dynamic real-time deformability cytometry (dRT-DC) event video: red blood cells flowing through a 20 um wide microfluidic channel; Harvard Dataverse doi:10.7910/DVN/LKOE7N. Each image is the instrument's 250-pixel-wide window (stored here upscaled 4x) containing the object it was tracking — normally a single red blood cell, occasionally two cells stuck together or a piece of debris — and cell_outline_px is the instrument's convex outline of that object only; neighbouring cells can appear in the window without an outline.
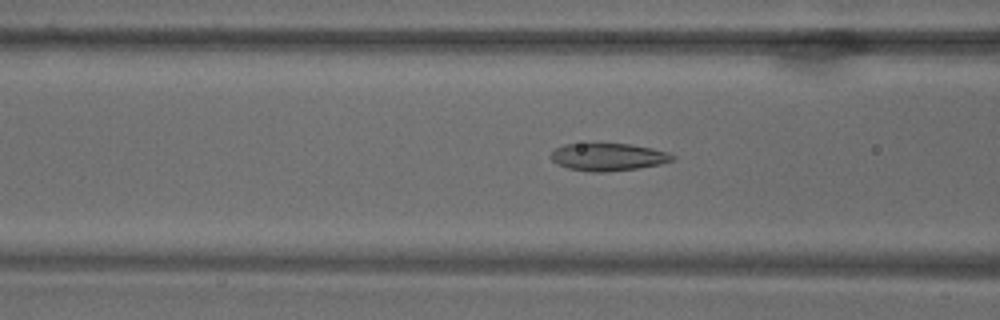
{"species": "common noctule bat (a hibernating species)", "species_latin": "Nyctalus noctula", "temperature_condition": "warm", "stored_images_in_passage": 71, "camera_frame_rate_fps": 3000, "um_per_image_px": 0.085, "animal": {"sex": "male", "body_mass_g": 18.8}, "frame": {"image": 1, "passage_image": 29, "time_ms": 9.333, "image_size_px": [1000, 320], "cell_outline_px": [[676, 160], [660, 164], [636, 168], [604, 172], [592, 172], [568, 168], [556, 164], [548, 156], [556, 148], [564, 144], [628, 144], [652, 148], [668, 152], [676, 156]], "centroid_in_image_um": [51.69, 13.34], "position_along_channel_um": 114.9, "area_um2": 19.48}}
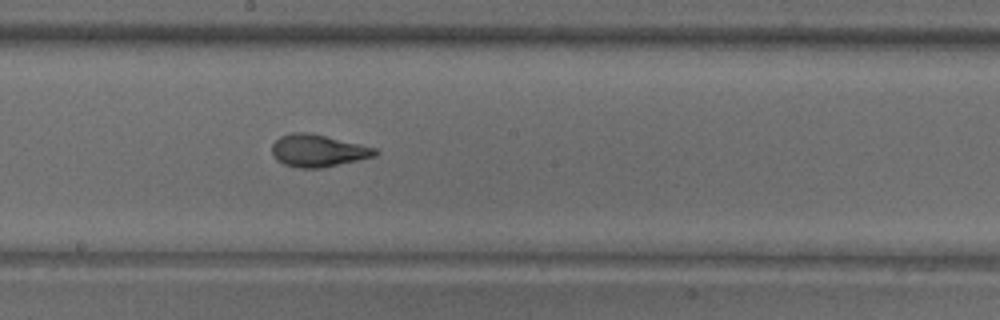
{"frame": {"image": 2, "passage_image": 40, "time_ms": 13.0, "image_size_px": [1000, 320], "cell_outline_px": [[380, 152], [376, 156], [320, 168], [300, 168], [284, 164], [276, 160], [272, 152], [272, 144], [280, 136], [292, 132], [308, 132], [360, 144], [376, 148]], "centroid_in_image_um": [27.02, 12.8], "position_along_channel_um": 221.2, "area_um2": 19.31}}
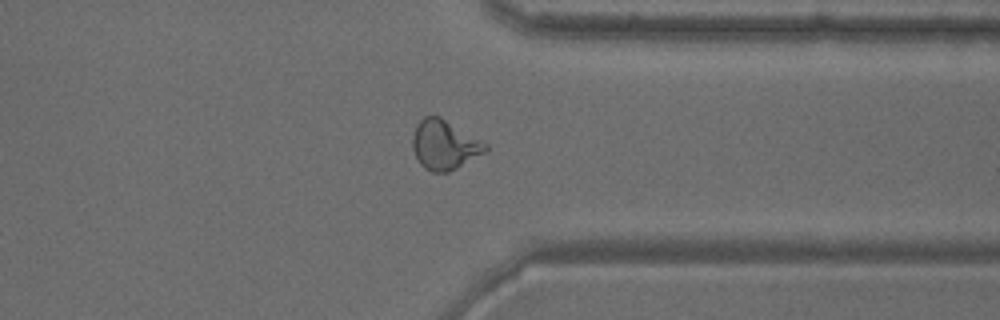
{"frame": {"image": 3, "passage_image": 56, "time_ms": 18.333, "image_size_px": [1000, 320], "cell_outline_px": [[488, 148], [484, 152], [456, 168], [448, 172], [432, 172], [424, 168], [420, 164], [412, 148], [412, 136], [416, 124], [424, 116], [440, 116], [488, 144]], "centroid_in_image_um": [37.74, 12.3], "position_along_channel_um": 373.7, "area_um2": 20.87}}